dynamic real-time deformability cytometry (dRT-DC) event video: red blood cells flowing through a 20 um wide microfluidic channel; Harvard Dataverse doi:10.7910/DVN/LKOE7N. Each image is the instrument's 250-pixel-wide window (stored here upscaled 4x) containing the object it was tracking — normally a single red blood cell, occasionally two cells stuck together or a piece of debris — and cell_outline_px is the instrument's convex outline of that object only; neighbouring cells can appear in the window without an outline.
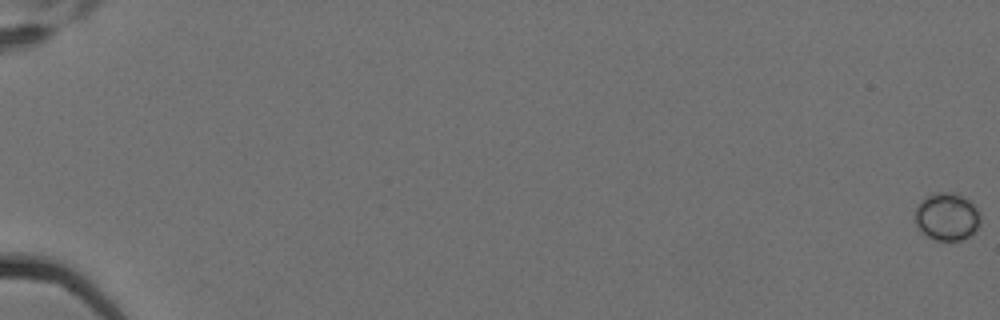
{"species": "Egyptian fruit bat (a non-hibernating species)", "species_latin": "Rousettus aegyptiacus", "temperature_condition": "cold", "stored_images_in_passage": 6, "camera_frame_rate_fps": 3000, "um_per_image_px": 0.085, "animal": {"sex": "female"}, "frame": {"image": 1, "passage_image": 1, "time_ms": 0.0, "image_size_px": [1000, 320], "cell_outline_px": [[980, 224], [976, 232], [972, 236], [960, 240], [936, 240], [928, 236], [916, 224], [916, 204], [924, 196], [932, 192], [952, 192], [976, 204], [980, 212]], "centroid_in_image_um": [80.52, 18.39], "position_along_channel_um": 4.5, "area_um2": 18.44}}
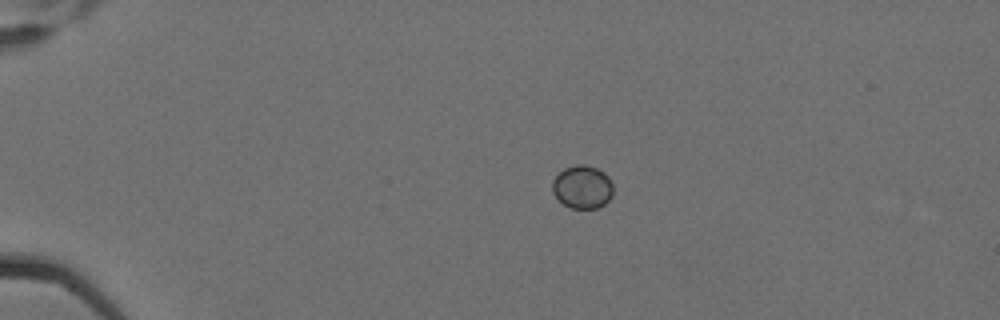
{"frame": {"image": 2, "passage_image": 4, "time_ms": 1.0, "image_size_px": [1000, 320], "cell_outline_px": [[612, 196], [604, 204], [596, 208], [572, 208], [564, 204], [552, 192], [552, 180], [564, 168], [576, 164], [584, 164], [596, 168], [604, 172], [608, 176], [612, 184]], "centroid_in_image_um": [49.5, 15.88], "position_along_channel_um": 35.5, "area_um2": 15.2}}